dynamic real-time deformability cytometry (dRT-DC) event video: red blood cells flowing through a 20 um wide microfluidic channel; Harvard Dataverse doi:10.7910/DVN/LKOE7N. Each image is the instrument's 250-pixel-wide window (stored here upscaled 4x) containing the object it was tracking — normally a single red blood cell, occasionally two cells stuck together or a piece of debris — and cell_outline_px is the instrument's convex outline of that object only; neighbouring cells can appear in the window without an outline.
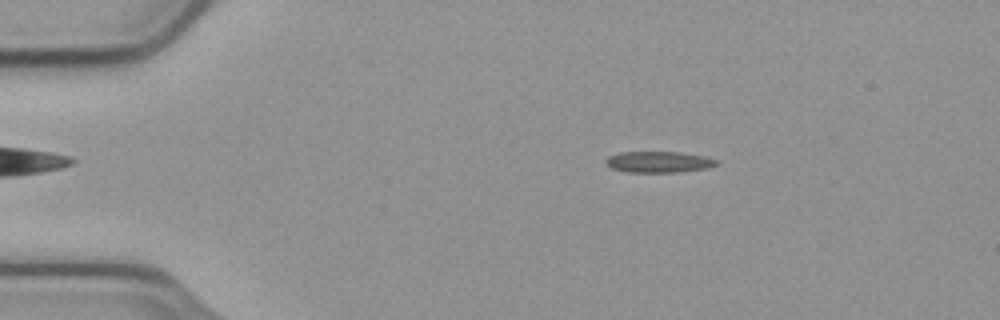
{"species": "common noctule bat (a hibernating species)", "species_latin": "Nyctalus noctula", "temperature_condition": "cold", "stored_images_in_passage": 54, "camera_frame_rate_fps": 3000, "um_per_image_px": 0.085, "animal": {"sex": "male", "body_mass_g": 23.1, "forearm_length_mm": 52.7}, "frame": {"image": 1, "passage_image": 9, "time_ms": 2.667, "image_size_px": [1000, 320], "cell_outline_px": [[720, 164], [708, 168], [676, 172], [628, 172], [612, 168], [604, 164], [604, 160], [608, 156], [620, 152], [680, 152], [704, 156], [720, 160]], "centroid_in_image_um": [56.0, 13.76], "position_along_channel_um": 29.0, "area_um2": 13.81}}
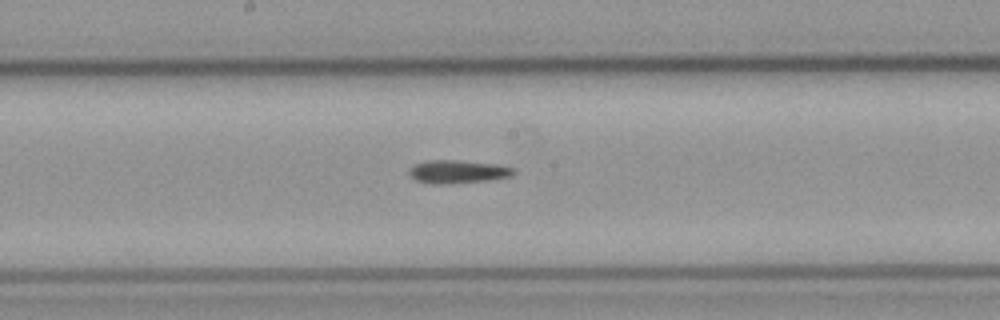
{"frame": {"image": 2, "passage_image": 28, "time_ms": 9.0, "image_size_px": [1000, 320], "cell_outline_px": [[516, 172], [512, 176], [488, 180], [444, 184], [432, 184], [416, 180], [408, 172], [408, 168], [416, 164], [428, 160], [456, 160], [496, 164], [512, 168]], "centroid_in_image_um": [38.89, 14.59], "position_along_channel_um": 209.3, "area_um2": 13.99}}
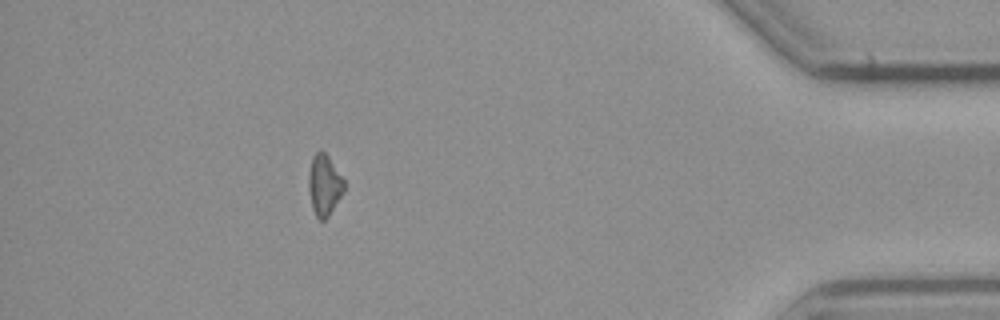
{"frame": {"image": 3, "passage_image": 48, "time_ms": 15.667, "image_size_px": [1000, 320], "cell_outline_px": [[344, 192], [328, 216], [324, 220], [320, 220], [316, 216], [312, 208], [308, 188], [308, 176], [312, 156], [316, 152], [324, 152], [328, 156], [344, 180]], "centroid_in_image_um": [27.55, 15.74], "position_along_channel_um": 407.6, "area_um2": 12.48}}